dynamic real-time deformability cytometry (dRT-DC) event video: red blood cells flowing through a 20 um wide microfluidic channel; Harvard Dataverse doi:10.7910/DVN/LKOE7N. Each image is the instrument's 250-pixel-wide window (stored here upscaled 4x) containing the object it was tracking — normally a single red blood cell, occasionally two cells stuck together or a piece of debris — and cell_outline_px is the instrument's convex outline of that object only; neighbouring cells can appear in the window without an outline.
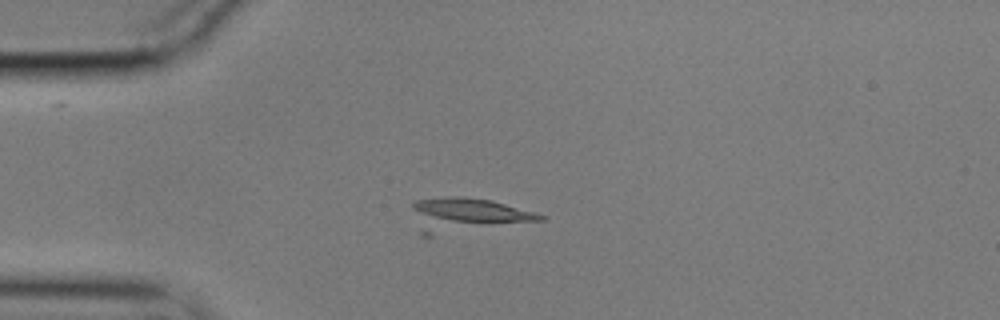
{"species": "common noctule bat (a hibernating species)", "species_latin": "Nyctalus noctula", "temperature_condition": "cold", "stored_images_in_passage": 46, "camera_frame_rate_fps": 3000, "um_per_image_px": 0.085, "animal": {"sex": "male", "body_mass_g": 17.9}, "frame": {"image": 1, "passage_image": 4, "time_ms": 1.0, "image_size_px": [1000, 320], "cell_outline_px": [[548, 216], [544, 220], [452, 220], [428, 216], [412, 208], [412, 204], [416, 200], [448, 196], [460, 196], [492, 200], [536, 212]], "centroid_in_image_um": [40.2, 17.81], "position_along_channel_um": 44.8, "area_um2": 16.42}}
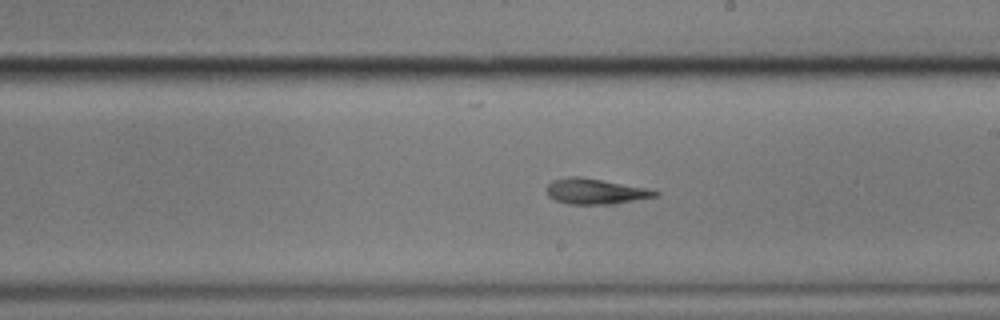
{"frame": {"image": 2, "passage_image": 22, "time_ms": 7.0, "image_size_px": [1000, 320], "cell_outline_px": [[660, 196], [616, 204], [568, 204], [556, 200], [548, 196], [544, 188], [552, 180], [568, 176], [580, 176], [644, 188], [660, 192]], "centroid_in_image_um": [50.57, 16.27], "position_along_channel_um": 238.4, "area_um2": 16.24}}
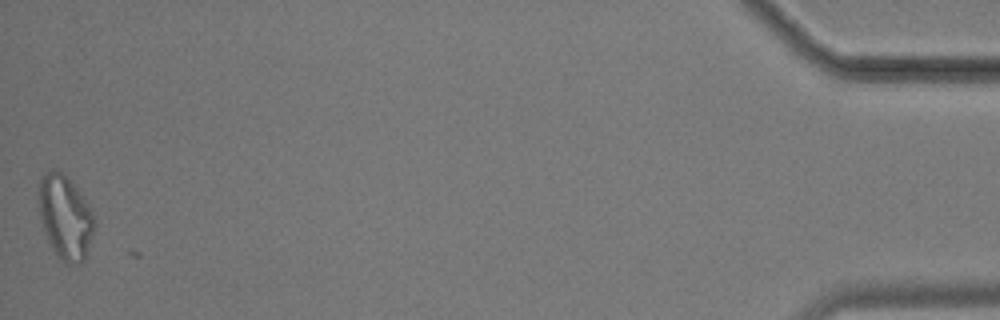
{"frame": {"image": 3, "passage_image": 46, "time_ms": 15.0, "image_size_px": [1000, 320], "cell_outline_px": [[96, 220], [88, 252], [84, 260], [80, 264], [68, 264], [52, 248], [48, 240], [40, 216], [36, 196], [40, 176], [44, 172], [52, 168], [60, 172], [80, 192], [92, 212]], "centroid_in_image_um": [5.52, 18.43], "position_along_channel_um": 429.7, "area_um2": 27.17}}